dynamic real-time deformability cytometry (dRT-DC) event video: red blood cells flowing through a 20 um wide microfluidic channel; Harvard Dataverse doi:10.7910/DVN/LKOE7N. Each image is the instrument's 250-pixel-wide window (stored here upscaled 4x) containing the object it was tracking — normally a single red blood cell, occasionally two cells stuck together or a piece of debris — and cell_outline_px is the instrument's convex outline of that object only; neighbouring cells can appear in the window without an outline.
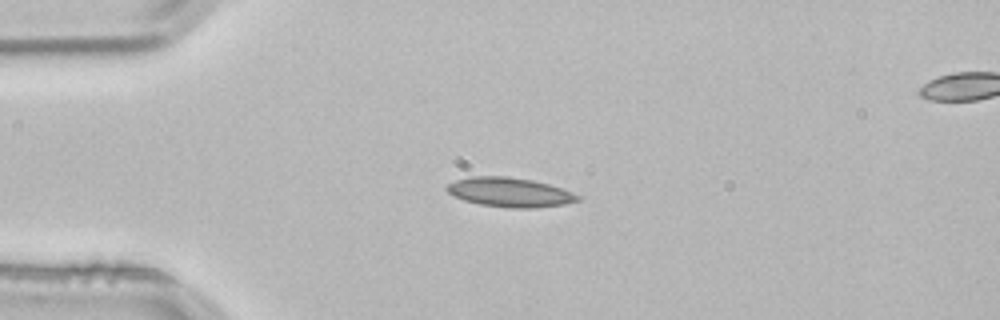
{"species": "common noctule bat (a hibernating species)", "species_latin": "Nyctalus noctula", "temperature_condition": "room temperature", "stored_images_in_passage": 3, "segment_of_instrument_passage": [1, 2], "camera_frame_rate_fps": 3000, "um_per_image_px": 0.085, "animal": {"sex": "male", "body_mass_g": 21.5, "forearm_length_mm": 52.0}, "frame": {"image": 1, "passage_image": 2, "time_ms": 0.333, "image_size_px": [1000, 320], "cell_outline_px": [[580, 200], [564, 204], [536, 208], [512, 208], [480, 204], [464, 200], [448, 192], [444, 188], [448, 184], [456, 180], [468, 176], [508, 176], [532, 180], [548, 184], [572, 192], [580, 196]], "centroid_in_image_um": [43.32, 16.34], "position_along_channel_um": 41.7, "area_um2": 22.31}}